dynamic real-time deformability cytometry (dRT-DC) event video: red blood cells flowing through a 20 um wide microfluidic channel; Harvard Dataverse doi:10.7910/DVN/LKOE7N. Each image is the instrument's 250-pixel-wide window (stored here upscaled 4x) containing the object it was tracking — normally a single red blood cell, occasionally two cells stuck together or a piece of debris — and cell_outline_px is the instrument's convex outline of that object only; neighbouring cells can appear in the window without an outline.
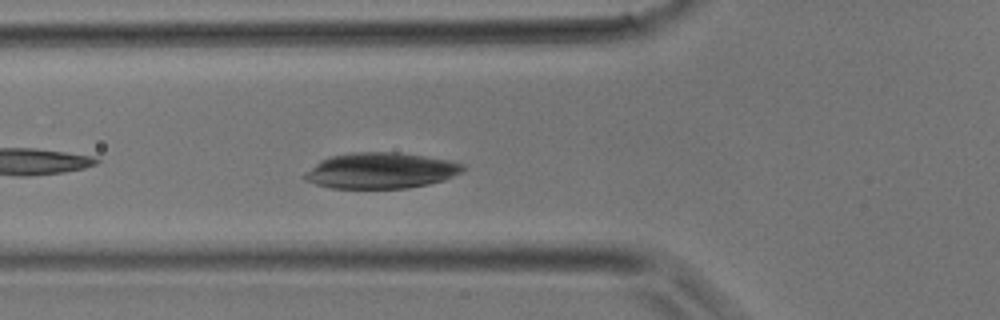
{"species": "common noctule bat (a hibernating species)", "species_latin": "Nyctalus noctula", "temperature_condition": "room temperature", "stored_images_in_passage": 30, "camera_frame_rate_fps": 3000, "um_per_image_px": 0.085, "animal": {"sex": "male", "body_mass_g": 17.9}, "frame": {"image": 1, "passage_image": 5, "time_ms": 1.333, "image_size_px": [1000, 320], "cell_outline_px": [[464, 172], [444, 180], [428, 184], [408, 188], [332, 188], [316, 184], [304, 180], [300, 176], [304, 172], [320, 160], [328, 156], [352, 152], [400, 152], [448, 160], [464, 164]], "centroid_in_image_um": [32.33, 14.5], "position_along_channel_um": 93.5, "area_um2": 33.41}}